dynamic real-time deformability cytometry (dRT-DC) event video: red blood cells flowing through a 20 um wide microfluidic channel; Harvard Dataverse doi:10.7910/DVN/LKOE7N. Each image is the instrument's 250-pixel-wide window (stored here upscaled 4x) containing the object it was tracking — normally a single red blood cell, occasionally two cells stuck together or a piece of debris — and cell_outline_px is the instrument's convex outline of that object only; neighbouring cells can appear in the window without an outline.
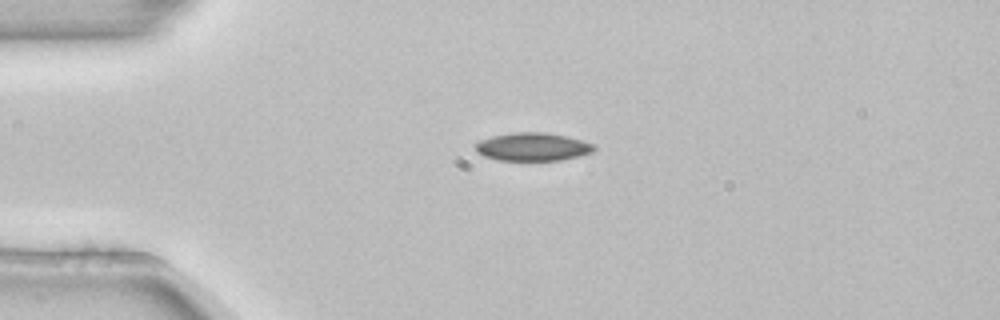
{"species": "common noctule bat (a hibernating species)", "species_latin": "Nyctalus noctula", "temperature_condition": "room temperature", "stored_images_in_passage": 3, "camera_frame_rate_fps": 3000, "um_per_image_px": 0.085, "animal": {"sex": "female", "body_mass_g": 22.7, "forearm_length_mm": 54.2}, "frame": {"image": 1, "passage_image": 1, "time_ms": 0.0, "image_size_px": [1000, 320], "cell_outline_px": [[596, 148], [592, 152], [580, 156], [560, 160], [496, 160], [484, 156], [476, 152], [476, 144], [480, 140], [492, 136], [516, 132], [548, 132], [580, 140], [592, 144]], "centroid_in_image_um": [45.26, 12.48], "position_along_channel_um": 39.7, "area_um2": 19.31}}